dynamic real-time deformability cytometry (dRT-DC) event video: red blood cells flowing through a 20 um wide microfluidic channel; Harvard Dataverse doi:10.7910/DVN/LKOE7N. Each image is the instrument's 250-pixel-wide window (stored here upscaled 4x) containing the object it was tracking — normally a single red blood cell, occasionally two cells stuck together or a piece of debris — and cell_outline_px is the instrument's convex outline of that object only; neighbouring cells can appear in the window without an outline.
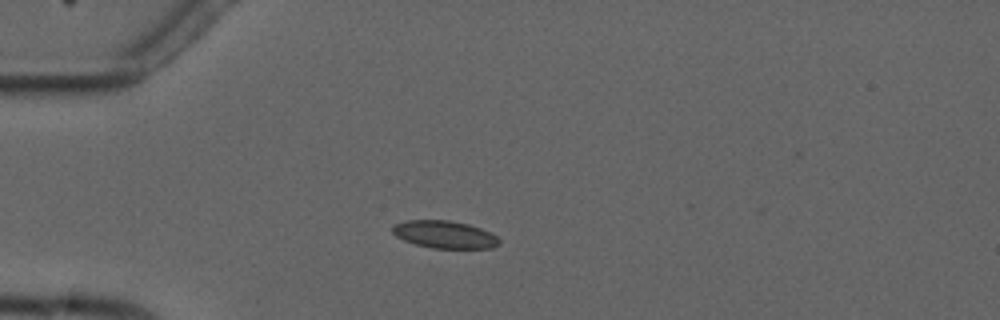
{"species": "common noctule bat (a hibernating species)", "species_latin": "Nyctalus noctula", "temperature_condition": "cold", "stored_images_in_passage": 6, "camera_frame_rate_fps": 3000, "um_per_image_px": 0.085, "animal": {"sex": "male", "forearm_length_mm": 52.5}, "frame": {"image": 1, "passage_image": 3, "time_ms": 2.333, "image_size_px": [1000, 320], "cell_outline_px": [[500, 244], [492, 248], [432, 248], [416, 244], [404, 240], [396, 236], [392, 232], [392, 224], [404, 220], [448, 220], [468, 224], [480, 228], [496, 236], [500, 240]], "centroid_in_image_um": [37.76, 19.92], "position_along_channel_um": 47.2, "area_um2": 17.11}}
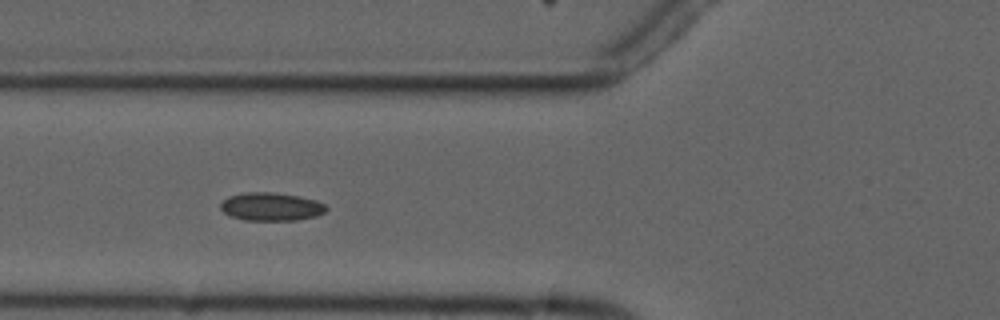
{"frame": {"image": 2, "passage_image": 5, "time_ms": 4.333, "image_size_px": [1000, 320], "cell_outline_px": [[328, 208], [324, 212], [316, 216], [296, 220], [244, 220], [228, 216], [220, 208], [220, 204], [228, 196], [248, 192], [272, 192], [300, 196], [316, 200], [324, 204]], "centroid_in_image_um": [23.03, 17.57], "position_along_channel_um": 102.8, "area_um2": 17.4}}
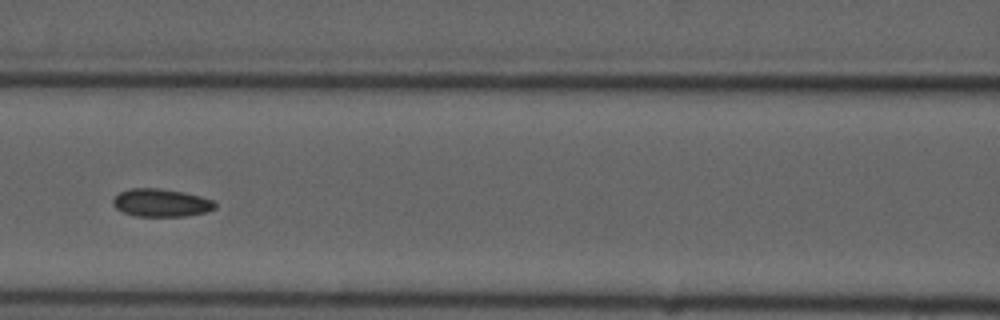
{"frame": {"image": 3, "passage_image": 6, "time_ms": 5.667, "image_size_px": [1000, 320], "cell_outline_px": [[216, 208], [208, 212], [184, 216], [136, 216], [124, 212], [116, 208], [112, 204], [112, 200], [120, 192], [128, 188], [160, 188], [184, 192], [200, 196], [212, 200], [216, 204]], "centroid_in_image_um": [13.7, 17.23], "position_along_channel_um": 152.9, "area_um2": 16.65}}